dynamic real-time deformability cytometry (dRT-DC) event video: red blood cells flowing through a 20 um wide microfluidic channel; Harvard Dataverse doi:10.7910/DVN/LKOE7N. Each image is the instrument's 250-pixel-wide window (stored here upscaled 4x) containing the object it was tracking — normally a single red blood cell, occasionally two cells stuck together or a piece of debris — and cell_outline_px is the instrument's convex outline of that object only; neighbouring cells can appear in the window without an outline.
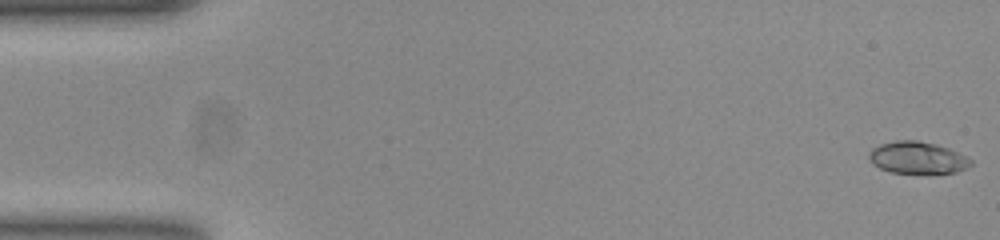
{"species": "common noctule bat (a hibernating species)", "species_latin": "Nyctalus noctula", "temperature_condition": "room temperature", "stored_images_in_passage": 53, "camera_frame_rate_fps": 3000, "um_per_image_px": 0.085, "animal": {"sex": "female", "body_mass_g": 23.0, "forearm_length_mm": 53.4}, "frame": {"image": 1, "passage_image": 1, "time_ms": 0.0, "image_size_px": [1000, 240], "cell_outline_px": [[972, 164], [968, 168], [956, 172], [892, 172], [880, 168], [872, 164], [868, 160], [868, 152], [872, 148], [880, 144], [896, 140], [916, 140], [936, 144], [948, 148], [968, 156], [972, 160]], "centroid_in_image_um": [77.97, 13.38], "position_along_channel_um": 7.0, "area_um2": 18.96}}
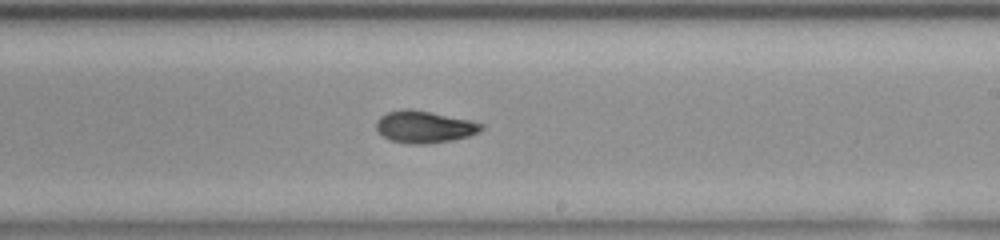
{"frame": {"image": 2, "passage_image": 31, "time_ms": 10.0, "image_size_px": [1000, 240], "cell_outline_px": [[484, 128], [480, 132], [468, 136], [452, 140], [428, 144], [412, 144], [392, 140], [384, 136], [376, 128], [376, 120], [380, 116], [388, 112], [404, 108], [412, 108], [468, 120], [484, 124]], "centroid_in_image_um": [36.07, 10.77], "position_along_channel_um": 252.9, "area_um2": 19.54}}
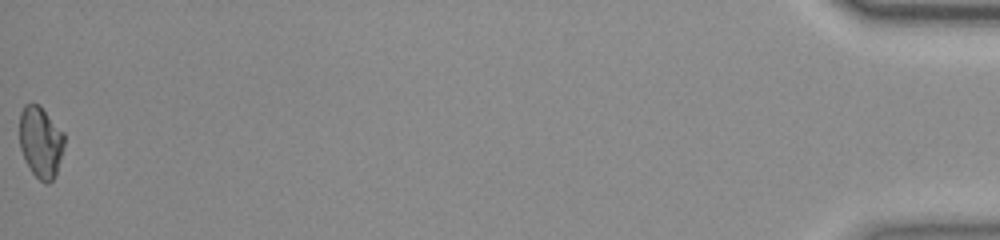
{"frame": {"image": 3, "passage_image": 53, "time_ms": 17.333, "image_size_px": [1000, 240], "cell_outline_px": [[64, 144], [56, 176], [48, 184], [44, 184], [32, 172], [24, 160], [20, 148], [20, 112], [24, 104], [40, 104], [64, 132]], "centroid_in_image_um": [3.46, 12.07], "position_along_channel_um": 431.7, "area_um2": 18.84}, "authors_computed_cell_mechanics": {"area_um2": 19.2474, "velocity_mm_per_s": 3.8668, "shape_relaxation_time_tau1_ms": 7.8523, "shape_relaxation_time_tau2_ms": 1.6568, "deformation_change_tau1": 0.245, "deformation_change_tau2": 0.0521}}